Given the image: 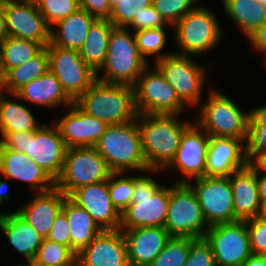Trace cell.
Returning a JSON list of instances; mask_svg holds the SVG:
<instances>
[{"label": "cell", "mask_w": 266, "mask_h": 266, "mask_svg": "<svg viewBox=\"0 0 266 266\" xmlns=\"http://www.w3.org/2000/svg\"><path fill=\"white\" fill-rule=\"evenodd\" d=\"M229 181L235 217L247 220L259 216L262 204L258 193L257 165L248 163L243 169L233 172Z\"/></svg>", "instance_id": "23"}, {"label": "cell", "mask_w": 266, "mask_h": 266, "mask_svg": "<svg viewBox=\"0 0 266 266\" xmlns=\"http://www.w3.org/2000/svg\"><path fill=\"white\" fill-rule=\"evenodd\" d=\"M152 4V0H122L112 9L109 21L115 27H125L138 17L145 8Z\"/></svg>", "instance_id": "40"}, {"label": "cell", "mask_w": 266, "mask_h": 266, "mask_svg": "<svg viewBox=\"0 0 266 266\" xmlns=\"http://www.w3.org/2000/svg\"><path fill=\"white\" fill-rule=\"evenodd\" d=\"M243 266H266V256L251 254Z\"/></svg>", "instance_id": "51"}, {"label": "cell", "mask_w": 266, "mask_h": 266, "mask_svg": "<svg viewBox=\"0 0 266 266\" xmlns=\"http://www.w3.org/2000/svg\"><path fill=\"white\" fill-rule=\"evenodd\" d=\"M164 29L165 27H160L134 32L139 53L147 62V55H157L155 56V61H158L163 57L172 54L171 52L166 54L160 52L165 46L166 42V34Z\"/></svg>", "instance_id": "37"}, {"label": "cell", "mask_w": 266, "mask_h": 266, "mask_svg": "<svg viewBox=\"0 0 266 266\" xmlns=\"http://www.w3.org/2000/svg\"><path fill=\"white\" fill-rule=\"evenodd\" d=\"M115 26L109 19H96L84 43L78 50L83 61L97 73L106 60L111 31Z\"/></svg>", "instance_id": "30"}, {"label": "cell", "mask_w": 266, "mask_h": 266, "mask_svg": "<svg viewBox=\"0 0 266 266\" xmlns=\"http://www.w3.org/2000/svg\"><path fill=\"white\" fill-rule=\"evenodd\" d=\"M83 112L107 124H124L136 120L133 87L96 80L75 102Z\"/></svg>", "instance_id": "4"}, {"label": "cell", "mask_w": 266, "mask_h": 266, "mask_svg": "<svg viewBox=\"0 0 266 266\" xmlns=\"http://www.w3.org/2000/svg\"><path fill=\"white\" fill-rule=\"evenodd\" d=\"M8 190V184L0 180V205L3 201H7L10 196L6 193Z\"/></svg>", "instance_id": "53"}, {"label": "cell", "mask_w": 266, "mask_h": 266, "mask_svg": "<svg viewBox=\"0 0 266 266\" xmlns=\"http://www.w3.org/2000/svg\"><path fill=\"white\" fill-rule=\"evenodd\" d=\"M247 164L246 145L242 140L210 137L206 157V176H230Z\"/></svg>", "instance_id": "21"}, {"label": "cell", "mask_w": 266, "mask_h": 266, "mask_svg": "<svg viewBox=\"0 0 266 266\" xmlns=\"http://www.w3.org/2000/svg\"><path fill=\"white\" fill-rule=\"evenodd\" d=\"M248 39L252 43V46L255 47L256 50H260L265 55L266 62V23L261 27H258L249 37Z\"/></svg>", "instance_id": "48"}, {"label": "cell", "mask_w": 266, "mask_h": 266, "mask_svg": "<svg viewBox=\"0 0 266 266\" xmlns=\"http://www.w3.org/2000/svg\"><path fill=\"white\" fill-rule=\"evenodd\" d=\"M249 113V127H266V104L253 108Z\"/></svg>", "instance_id": "49"}, {"label": "cell", "mask_w": 266, "mask_h": 266, "mask_svg": "<svg viewBox=\"0 0 266 266\" xmlns=\"http://www.w3.org/2000/svg\"><path fill=\"white\" fill-rule=\"evenodd\" d=\"M225 13L247 38L266 23V5L255 0H222Z\"/></svg>", "instance_id": "31"}, {"label": "cell", "mask_w": 266, "mask_h": 266, "mask_svg": "<svg viewBox=\"0 0 266 266\" xmlns=\"http://www.w3.org/2000/svg\"><path fill=\"white\" fill-rule=\"evenodd\" d=\"M190 245V237H171L149 266H184Z\"/></svg>", "instance_id": "36"}, {"label": "cell", "mask_w": 266, "mask_h": 266, "mask_svg": "<svg viewBox=\"0 0 266 266\" xmlns=\"http://www.w3.org/2000/svg\"><path fill=\"white\" fill-rule=\"evenodd\" d=\"M43 48L37 42L9 36L0 45V78L8 70L26 63Z\"/></svg>", "instance_id": "34"}, {"label": "cell", "mask_w": 266, "mask_h": 266, "mask_svg": "<svg viewBox=\"0 0 266 266\" xmlns=\"http://www.w3.org/2000/svg\"><path fill=\"white\" fill-rule=\"evenodd\" d=\"M133 90L138 113L180 115L185 108V104L157 67L150 71L147 66Z\"/></svg>", "instance_id": "12"}, {"label": "cell", "mask_w": 266, "mask_h": 266, "mask_svg": "<svg viewBox=\"0 0 266 266\" xmlns=\"http://www.w3.org/2000/svg\"><path fill=\"white\" fill-rule=\"evenodd\" d=\"M210 136L192 123L183 133L180 146L172 162L166 168H178L191 180L206 176V157Z\"/></svg>", "instance_id": "19"}, {"label": "cell", "mask_w": 266, "mask_h": 266, "mask_svg": "<svg viewBox=\"0 0 266 266\" xmlns=\"http://www.w3.org/2000/svg\"><path fill=\"white\" fill-rule=\"evenodd\" d=\"M94 147L105 159L112 173L125 174L127 170H139L153 174L159 171L148 169L137 120L108 125Z\"/></svg>", "instance_id": "3"}, {"label": "cell", "mask_w": 266, "mask_h": 266, "mask_svg": "<svg viewBox=\"0 0 266 266\" xmlns=\"http://www.w3.org/2000/svg\"><path fill=\"white\" fill-rule=\"evenodd\" d=\"M10 37L31 40L46 47L51 28L40 14L35 1L0 0Z\"/></svg>", "instance_id": "16"}, {"label": "cell", "mask_w": 266, "mask_h": 266, "mask_svg": "<svg viewBox=\"0 0 266 266\" xmlns=\"http://www.w3.org/2000/svg\"><path fill=\"white\" fill-rule=\"evenodd\" d=\"M184 266H217L210 244L205 238H191L190 250Z\"/></svg>", "instance_id": "42"}, {"label": "cell", "mask_w": 266, "mask_h": 266, "mask_svg": "<svg viewBox=\"0 0 266 266\" xmlns=\"http://www.w3.org/2000/svg\"><path fill=\"white\" fill-rule=\"evenodd\" d=\"M204 238L217 266H243L252 254L246 220L209 226Z\"/></svg>", "instance_id": "14"}, {"label": "cell", "mask_w": 266, "mask_h": 266, "mask_svg": "<svg viewBox=\"0 0 266 266\" xmlns=\"http://www.w3.org/2000/svg\"><path fill=\"white\" fill-rule=\"evenodd\" d=\"M17 266V265H16ZM18 266H34V263L33 262H28V265H18Z\"/></svg>", "instance_id": "59"}, {"label": "cell", "mask_w": 266, "mask_h": 266, "mask_svg": "<svg viewBox=\"0 0 266 266\" xmlns=\"http://www.w3.org/2000/svg\"><path fill=\"white\" fill-rule=\"evenodd\" d=\"M9 37V33L7 30L6 17L5 14L0 7V45Z\"/></svg>", "instance_id": "52"}, {"label": "cell", "mask_w": 266, "mask_h": 266, "mask_svg": "<svg viewBox=\"0 0 266 266\" xmlns=\"http://www.w3.org/2000/svg\"><path fill=\"white\" fill-rule=\"evenodd\" d=\"M10 95L49 108L62 104L68 108L74 103L62 89L58 78L50 70Z\"/></svg>", "instance_id": "26"}, {"label": "cell", "mask_w": 266, "mask_h": 266, "mask_svg": "<svg viewBox=\"0 0 266 266\" xmlns=\"http://www.w3.org/2000/svg\"><path fill=\"white\" fill-rule=\"evenodd\" d=\"M112 174L105 159L95 147L67 148L64 166L55 187L66 196L81 186L105 181Z\"/></svg>", "instance_id": "9"}, {"label": "cell", "mask_w": 266, "mask_h": 266, "mask_svg": "<svg viewBox=\"0 0 266 266\" xmlns=\"http://www.w3.org/2000/svg\"><path fill=\"white\" fill-rule=\"evenodd\" d=\"M34 266H56V265H34ZM60 266H76V265H60Z\"/></svg>", "instance_id": "57"}, {"label": "cell", "mask_w": 266, "mask_h": 266, "mask_svg": "<svg viewBox=\"0 0 266 266\" xmlns=\"http://www.w3.org/2000/svg\"><path fill=\"white\" fill-rule=\"evenodd\" d=\"M55 124L67 148L94 147L104 134L105 121L83 112L75 103Z\"/></svg>", "instance_id": "18"}, {"label": "cell", "mask_w": 266, "mask_h": 266, "mask_svg": "<svg viewBox=\"0 0 266 266\" xmlns=\"http://www.w3.org/2000/svg\"><path fill=\"white\" fill-rule=\"evenodd\" d=\"M35 2L50 28L79 9L78 0H37Z\"/></svg>", "instance_id": "39"}, {"label": "cell", "mask_w": 266, "mask_h": 266, "mask_svg": "<svg viewBox=\"0 0 266 266\" xmlns=\"http://www.w3.org/2000/svg\"><path fill=\"white\" fill-rule=\"evenodd\" d=\"M178 114L138 113L142 151L149 170L166 168L175 157L184 131L192 124L180 122Z\"/></svg>", "instance_id": "1"}, {"label": "cell", "mask_w": 266, "mask_h": 266, "mask_svg": "<svg viewBox=\"0 0 266 266\" xmlns=\"http://www.w3.org/2000/svg\"><path fill=\"white\" fill-rule=\"evenodd\" d=\"M76 254L67 246L44 238L34 260V265H76Z\"/></svg>", "instance_id": "35"}, {"label": "cell", "mask_w": 266, "mask_h": 266, "mask_svg": "<svg viewBox=\"0 0 266 266\" xmlns=\"http://www.w3.org/2000/svg\"><path fill=\"white\" fill-rule=\"evenodd\" d=\"M149 63L139 53L135 35L128 28L114 27L111 31L105 63L96 73L97 80L108 84L133 87ZM104 71L99 78V72Z\"/></svg>", "instance_id": "6"}, {"label": "cell", "mask_w": 266, "mask_h": 266, "mask_svg": "<svg viewBox=\"0 0 266 266\" xmlns=\"http://www.w3.org/2000/svg\"><path fill=\"white\" fill-rule=\"evenodd\" d=\"M259 217L261 219H263L264 221H266V203L265 204H262V206H261V212H260Z\"/></svg>", "instance_id": "55"}, {"label": "cell", "mask_w": 266, "mask_h": 266, "mask_svg": "<svg viewBox=\"0 0 266 266\" xmlns=\"http://www.w3.org/2000/svg\"><path fill=\"white\" fill-rule=\"evenodd\" d=\"M0 174L5 179L30 183L32 190L43 193L55 188V181L26 154L0 150Z\"/></svg>", "instance_id": "24"}, {"label": "cell", "mask_w": 266, "mask_h": 266, "mask_svg": "<svg viewBox=\"0 0 266 266\" xmlns=\"http://www.w3.org/2000/svg\"><path fill=\"white\" fill-rule=\"evenodd\" d=\"M0 90V133L35 132L40 124L27 107L3 97Z\"/></svg>", "instance_id": "33"}, {"label": "cell", "mask_w": 266, "mask_h": 266, "mask_svg": "<svg viewBox=\"0 0 266 266\" xmlns=\"http://www.w3.org/2000/svg\"><path fill=\"white\" fill-rule=\"evenodd\" d=\"M195 2L196 0H152L157 12L171 26L190 12L196 6Z\"/></svg>", "instance_id": "41"}, {"label": "cell", "mask_w": 266, "mask_h": 266, "mask_svg": "<svg viewBox=\"0 0 266 266\" xmlns=\"http://www.w3.org/2000/svg\"><path fill=\"white\" fill-rule=\"evenodd\" d=\"M47 70H49L48 52L44 47L26 63L8 70L1 77V90L8 94L16 93L25 84L40 77Z\"/></svg>", "instance_id": "32"}, {"label": "cell", "mask_w": 266, "mask_h": 266, "mask_svg": "<svg viewBox=\"0 0 266 266\" xmlns=\"http://www.w3.org/2000/svg\"><path fill=\"white\" fill-rule=\"evenodd\" d=\"M0 150H13L26 154L54 181L64 166L67 147L55 124L42 125L35 132L0 133Z\"/></svg>", "instance_id": "2"}, {"label": "cell", "mask_w": 266, "mask_h": 266, "mask_svg": "<svg viewBox=\"0 0 266 266\" xmlns=\"http://www.w3.org/2000/svg\"><path fill=\"white\" fill-rule=\"evenodd\" d=\"M62 211L67 216L71 237V250L77 255L85 248L102 230L93 218L68 196L65 198Z\"/></svg>", "instance_id": "29"}, {"label": "cell", "mask_w": 266, "mask_h": 266, "mask_svg": "<svg viewBox=\"0 0 266 266\" xmlns=\"http://www.w3.org/2000/svg\"><path fill=\"white\" fill-rule=\"evenodd\" d=\"M122 175L123 173H112L108 179L111 202L120 215L131 203L134 188V176L122 177Z\"/></svg>", "instance_id": "38"}, {"label": "cell", "mask_w": 266, "mask_h": 266, "mask_svg": "<svg viewBox=\"0 0 266 266\" xmlns=\"http://www.w3.org/2000/svg\"><path fill=\"white\" fill-rule=\"evenodd\" d=\"M121 1H122V0H110V3H111V5H112V8H113L116 4L121 3Z\"/></svg>", "instance_id": "56"}, {"label": "cell", "mask_w": 266, "mask_h": 266, "mask_svg": "<svg viewBox=\"0 0 266 266\" xmlns=\"http://www.w3.org/2000/svg\"><path fill=\"white\" fill-rule=\"evenodd\" d=\"M260 168L257 166V183H258V193L260 197L261 204L266 203V172L261 177L259 176Z\"/></svg>", "instance_id": "50"}, {"label": "cell", "mask_w": 266, "mask_h": 266, "mask_svg": "<svg viewBox=\"0 0 266 266\" xmlns=\"http://www.w3.org/2000/svg\"><path fill=\"white\" fill-rule=\"evenodd\" d=\"M255 1L259 2V3L263 4V5H266V0H255Z\"/></svg>", "instance_id": "58"}, {"label": "cell", "mask_w": 266, "mask_h": 266, "mask_svg": "<svg viewBox=\"0 0 266 266\" xmlns=\"http://www.w3.org/2000/svg\"><path fill=\"white\" fill-rule=\"evenodd\" d=\"M255 164L260 168V170L266 171V154H263Z\"/></svg>", "instance_id": "54"}, {"label": "cell", "mask_w": 266, "mask_h": 266, "mask_svg": "<svg viewBox=\"0 0 266 266\" xmlns=\"http://www.w3.org/2000/svg\"><path fill=\"white\" fill-rule=\"evenodd\" d=\"M0 230L6 234L9 243L28 262H32L41 246L43 237L16 211L0 213Z\"/></svg>", "instance_id": "27"}, {"label": "cell", "mask_w": 266, "mask_h": 266, "mask_svg": "<svg viewBox=\"0 0 266 266\" xmlns=\"http://www.w3.org/2000/svg\"><path fill=\"white\" fill-rule=\"evenodd\" d=\"M216 15L204 6L196 5L174 26L176 43L184 55H199L216 47L222 32Z\"/></svg>", "instance_id": "10"}, {"label": "cell", "mask_w": 266, "mask_h": 266, "mask_svg": "<svg viewBox=\"0 0 266 266\" xmlns=\"http://www.w3.org/2000/svg\"><path fill=\"white\" fill-rule=\"evenodd\" d=\"M195 120L210 137L236 138L247 142L249 113L243 112L228 96L209 89Z\"/></svg>", "instance_id": "7"}, {"label": "cell", "mask_w": 266, "mask_h": 266, "mask_svg": "<svg viewBox=\"0 0 266 266\" xmlns=\"http://www.w3.org/2000/svg\"><path fill=\"white\" fill-rule=\"evenodd\" d=\"M79 8L86 10L97 19H109L112 14L110 0H78Z\"/></svg>", "instance_id": "47"}, {"label": "cell", "mask_w": 266, "mask_h": 266, "mask_svg": "<svg viewBox=\"0 0 266 266\" xmlns=\"http://www.w3.org/2000/svg\"><path fill=\"white\" fill-rule=\"evenodd\" d=\"M68 197L83 208L102 231L120 229L121 215L112 205L108 180L81 186Z\"/></svg>", "instance_id": "17"}, {"label": "cell", "mask_w": 266, "mask_h": 266, "mask_svg": "<svg viewBox=\"0 0 266 266\" xmlns=\"http://www.w3.org/2000/svg\"><path fill=\"white\" fill-rule=\"evenodd\" d=\"M245 145L248 163H255L266 154V127H249Z\"/></svg>", "instance_id": "44"}, {"label": "cell", "mask_w": 266, "mask_h": 266, "mask_svg": "<svg viewBox=\"0 0 266 266\" xmlns=\"http://www.w3.org/2000/svg\"><path fill=\"white\" fill-rule=\"evenodd\" d=\"M167 24L153 4H151L138 17H135L127 27L130 26L137 32L144 29L166 27Z\"/></svg>", "instance_id": "45"}, {"label": "cell", "mask_w": 266, "mask_h": 266, "mask_svg": "<svg viewBox=\"0 0 266 266\" xmlns=\"http://www.w3.org/2000/svg\"><path fill=\"white\" fill-rule=\"evenodd\" d=\"M164 228L171 237L203 238L209 228L195 191L187 182L170 187L168 214Z\"/></svg>", "instance_id": "8"}, {"label": "cell", "mask_w": 266, "mask_h": 266, "mask_svg": "<svg viewBox=\"0 0 266 266\" xmlns=\"http://www.w3.org/2000/svg\"><path fill=\"white\" fill-rule=\"evenodd\" d=\"M96 19L86 10L79 8L55 24L58 32L51 28L50 42L61 48L78 51Z\"/></svg>", "instance_id": "28"}, {"label": "cell", "mask_w": 266, "mask_h": 266, "mask_svg": "<svg viewBox=\"0 0 266 266\" xmlns=\"http://www.w3.org/2000/svg\"><path fill=\"white\" fill-rule=\"evenodd\" d=\"M170 199V186H160L150 176H134L131 203L121 214L120 230L136 227H158L165 224Z\"/></svg>", "instance_id": "5"}, {"label": "cell", "mask_w": 266, "mask_h": 266, "mask_svg": "<svg viewBox=\"0 0 266 266\" xmlns=\"http://www.w3.org/2000/svg\"><path fill=\"white\" fill-rule=\"evenodd\" d=\"M188 56L176 52L154 62L179 99L186 106L195 108L200 107L207 72Z\"/></svg>", "instance_id": "11"}, {"label": "cell", "mask_w": 266, "mask_h": 266, "mask_svg": "<svg viewBox=\"0 0 266 266\" xmlns=\"http://www.w3.org/2000/svg\"><path fill=\"white\" fill-rule=\"evenodd\" d=\"M46 239L63 244L71 249L69 223L66 214L62 210L56 216Z\"/></svg>", "instance_id": "46"}, {"label": "cell", "mask_w": 266, "mask_h": 266, "mask_svg": "<svg viewBox=\"0 0 266 266\" xmlns=\"http://www.w3.org/2000/svg\"><path fill=\"white\" fill-rule=\"evenodd\" d=\"M76 266H130L122 230L102 231L77 254Z\"/></svg>", "instance_id": "20"}, {"label": "cell", "mask_w": 266, "mask_h": 266, "mask_svg": "<svg viewBox=\"0 0 266 266\" xmlns=\"http://www.w3.org/2000/svg\"><path fill=\"white\" fill-rule=\"evenodd\" d=\"M193 180L195 187L187 179L177 182H187L195 191L208 226L238 221L234 213L229 176H205Z\"/></svg>", "instance_id": "15"}, {"label": "cell", "mask_w": 266, "mask_h": 266, "mask_svg": "<svg viewBox=\"0 0 266 266\" xmlns=\"http://www.w3.org/2000/svg\"><path fill=\"white\" fill-rule=\"evenodd\" d=\"M252 254L266 256V221L259 216L246 220Z\"/></svg>", "instance_id": "43"}, {"label": "cell", "mask_w": 266, "mask_h": 266, "mask_svg": "<svg viewBox=\"0 0 266 266\" xmlns=\"http://www.w3.org/2000/svg\"><path fill=\"white\" fill-rule=\"evenodd\" d=\"M67 196L56 187L50 191L37 193L16 212L23 217L43 238L50 232L53 222L62 210L63 202Z\"/></svg>", "instance_id": "25"}, {"label": "cell", "mask_w": 266, "mask_h": 266, "mask_svg": "<svg viewBox=\"0 0 266 266\" xmlns=\"http://www.w3.org/2000/svg\"><path fill=\"white\" fill-rule=\"evenodd\" d=\"M49 70L58 78L62 89L75 102L96 80V73L83 61L77 50L46 46Z\"/></svg>", "instance_id": "13"}, {"label": "cell", "mask_w": 266, "mask_h": 266, "mask_svg": "<svg viewBox=\"0 0 266 266\" xmlns=\"http://www.w3.org/2000/svg\"><path fill=\"white\" fill-rule=\"evenodd\" d=\"M130 266H149L171 238L163 226L122 230Z\"/></svg>", "instance_id": "22"}]
</instances>
